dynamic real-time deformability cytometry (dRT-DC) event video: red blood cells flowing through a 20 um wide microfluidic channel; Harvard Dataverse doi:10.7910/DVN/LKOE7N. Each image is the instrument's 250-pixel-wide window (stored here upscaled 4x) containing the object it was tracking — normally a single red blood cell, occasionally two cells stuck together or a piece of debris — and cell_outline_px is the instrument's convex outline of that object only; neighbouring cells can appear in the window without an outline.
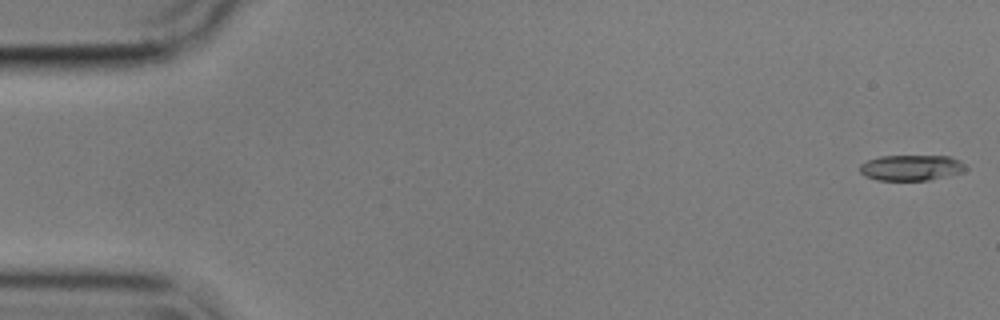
{"species": "common noctule bat (a hibernating species)", "species_latin": "Nyctalus noctula", "temperature_condition": "cold", "stored_images_in_passage": 17, "camera_frame_rate_fps": 3000, "um_per_image_px": 0.085, "animal": {"sex": "male", "body_mass_g": 17.9}, "frame": {"image": 1, "passage_image": 1, "time_ms": 0.0, "image_size_px": [1000, 320], "cell_outline_px": [[968, 168], [964, 172], [928, 180], [876, 180], [864, 176], [860, 172], [860, 164], [868, 160], [880, 156], [948, 156], [960, 160]], "centroid_in_image_um": [77.46, 14.25], "position_along_channel_um": 7.5, "area_um2": 15.9}}
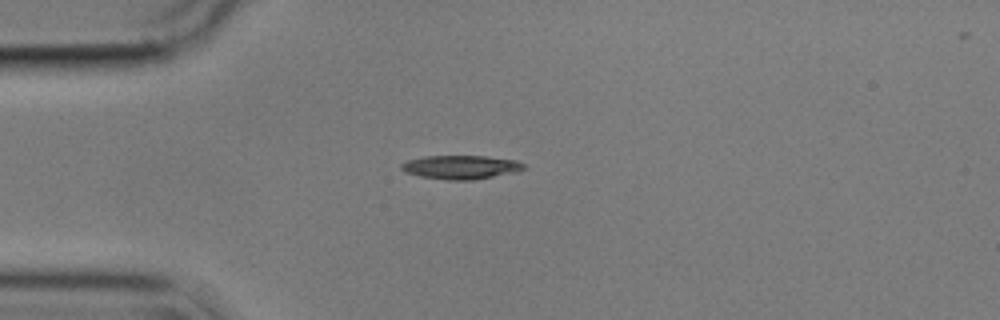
{"frame": {"image": 2, "passage_image": 14, "time_ms": 4.333, "image_size_px": [1000, 320], "cell_outline_px": [[528, 168], [516, 172], [472, 180], [448, 180], [420, 176], [404, 172], [400, 168], [400, 164], [408, 160], [424, 156], [484, 156], [516, 160], [524, 164]], "centroid_in_image_um": [39.17, 14.21], "position_along_channel_um": 45.8, "area_um2": 16.99}}